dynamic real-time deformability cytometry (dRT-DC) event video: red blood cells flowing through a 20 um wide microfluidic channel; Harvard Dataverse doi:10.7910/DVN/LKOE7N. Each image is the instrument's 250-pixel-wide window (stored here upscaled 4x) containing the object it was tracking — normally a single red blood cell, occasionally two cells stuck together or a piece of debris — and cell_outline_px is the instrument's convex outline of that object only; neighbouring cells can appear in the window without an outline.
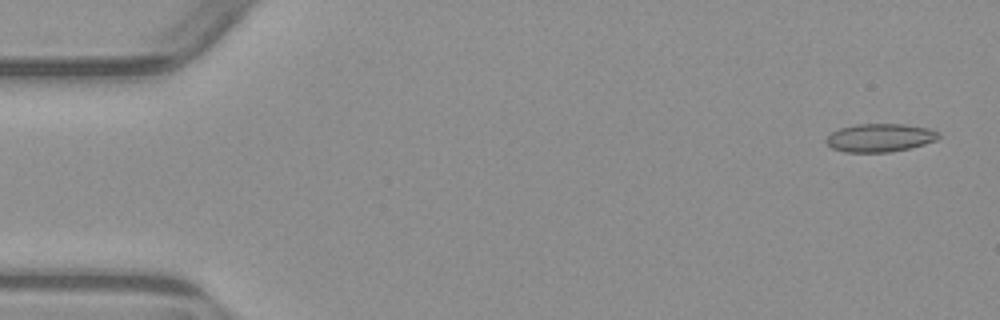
{"species": "common noctule bat (a hibernating species)", "species_latin": "Nyctalus noctula", "temperature_condition": "warm", "stored_images_in_passage": 6, "camera_frame_rate_fps": 3000, "um_per_image_px": 0.085, "animal": {"sex": "male", "body_mass_g": 23.1, "forearm_length_mm": 52.7}, "frame": {"image": 1, "passage_image": 1, "time_ms": 0.0, "image_size_px": [1000, 320], "cell_outline_px": [[940, 136], [936, 140], [924, 144], [908, 148], [888, 152], [844, 152], [832, 148], [824, 140], [832, 132], [840, 128], [856, 124], [904, 124], [928, 128], [940, 132]], "centroid_in_image_um": [74.79, 11.7], "position_along_channel_um": 10.2, "area_um2": 18.44}}
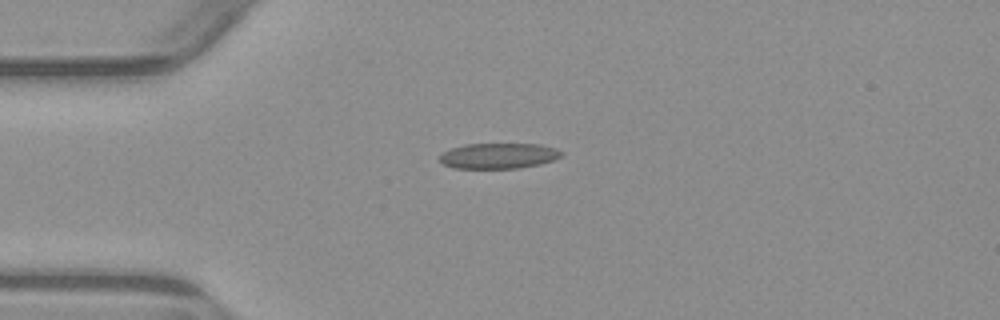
{"frame": {"image": 2, "passage_image": 4, "time_ms": 3.667, "image_size_px": [1000, 320], "cell_outline_px": [[564, 152], [560, 156], [552, 160], [540, 164], [516, 168], [452, 168], [444, 164], [440, 160], [440, 156], [444, 152], [452, 148], [464, 144], [540, 144], [556, 148]], "centroid_in_image_um": [42.39, 13.24], "position_along_channel_um": 42.6, "area_um2": 17.98}}
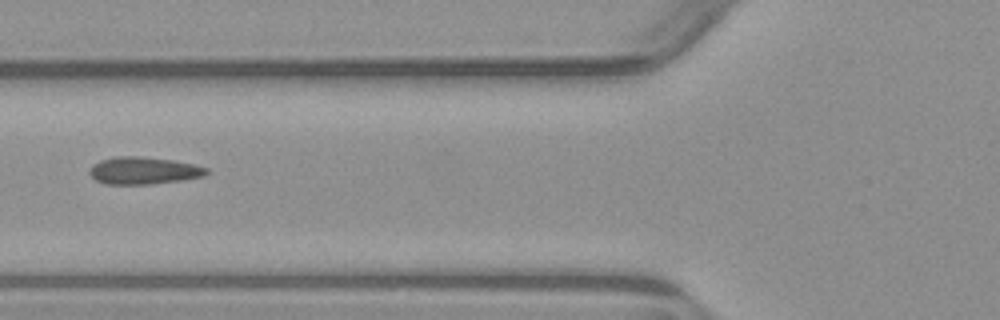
{"frame": {"image": 3, "passage_image": 6, "time_ms": 6.0, "image_size_px": [1000, 320], "cell_outline_px": [[208, 172], [204, 176], [180, 180], [152, 184], [104, 184], [96, 180], [88, 172], [92, 164], [100, 160], [112, 156], [140, 156], [172, 160], [196, 164], [208, 168]], "centroid_in_image_um": [12.18, 14.49], "position_along_channel_um": 113.6, "area_um2": 18.73}}